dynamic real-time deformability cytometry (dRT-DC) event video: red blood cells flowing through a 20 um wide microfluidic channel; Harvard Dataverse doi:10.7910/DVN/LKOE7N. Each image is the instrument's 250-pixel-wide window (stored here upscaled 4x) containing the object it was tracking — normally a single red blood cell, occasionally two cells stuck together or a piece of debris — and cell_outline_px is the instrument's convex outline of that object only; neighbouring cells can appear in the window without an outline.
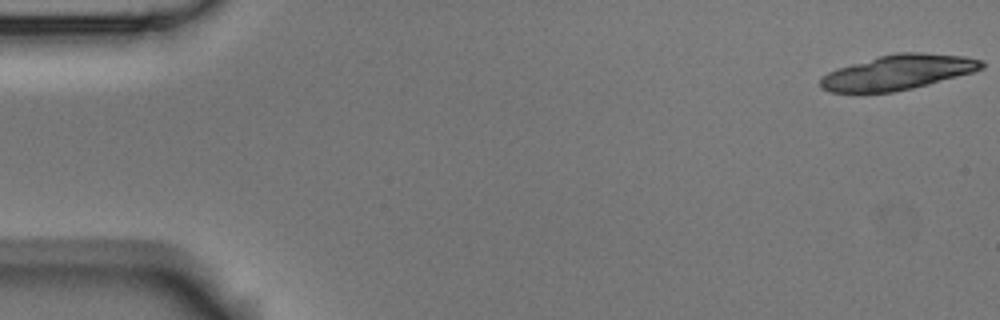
{"species": "Egyptian fruit bat (a non-hibernating species)", "species_latin": "Rousettus aegyptiacus", "temperature_condition": "room temperature", "stored_images_in_passage": 5, "camera_frame_rate_fps": 3000, "um_per_image_px": 0.085, "animal": {"sex": "male"}, "frame": {"image": 1, "passage_image": 1, "time_ms": 0.0, "image_size_px": [1000, 320], "cell_outline_px": [[984, 68], [972, 72], [928, 84], [912, 88], [892, 92], [828, 92], [820, 88], [820, 80], [828, 72], [836, 68], [880, 56], [896, 52], [924, 52], [964, 56], [984, 60]], "centroid_in_image_um": [76.33, 6.13], "position_along_channel_um": 8.7, "area_um2": 32.66}}